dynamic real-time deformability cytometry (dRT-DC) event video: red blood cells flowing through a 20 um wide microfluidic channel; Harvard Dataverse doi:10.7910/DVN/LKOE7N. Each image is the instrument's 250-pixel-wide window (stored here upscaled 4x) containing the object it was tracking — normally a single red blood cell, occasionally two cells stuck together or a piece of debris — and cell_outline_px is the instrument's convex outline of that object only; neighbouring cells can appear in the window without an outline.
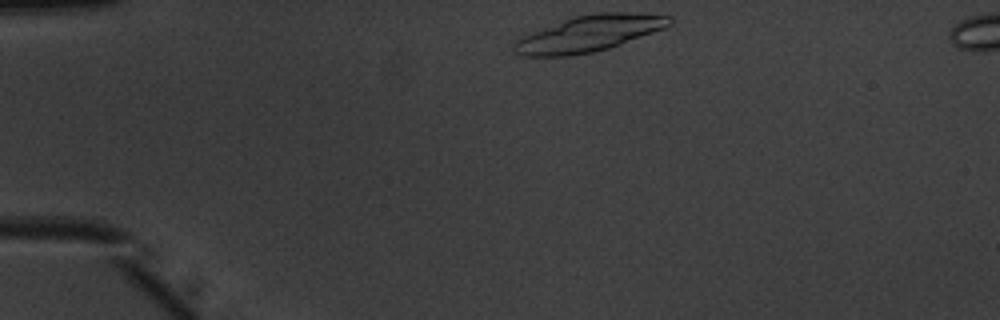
{"species": "common noctule bat (a hibernating species)", "species_latin": "Nyctalus noctula", "temperature_condition": "warm", "stored_images_in_passage": 41, "camera_frame_rate_fps": 3000, "um_per_image_px": 0.085, "animal": {"sex": "male", "body_mass_g": 20.1, "forearm_length_mm": 53.5}, "frame": {"image": 1, "passage_image": 1, "time_ms": 0.0, "image_size_px": [1000, 320], "cell_outline_px": [[672, 24], [664, 28], [620, 44], [608, 48], [592, 52], [568, 56], [520, 56], [512, 52], [512, 44], [516, 40], [524, 36], [564, 20], [576, 16], [600, 12], [628, 12], [672, 16]], "centroid_in_image_um": [50.07, 2.86], "position_along_channel_um": 34.9, "area_um2": 32.25}, "authors_computed_cell_mechanics": {"area_um2": 17.34, "velocity_mm_per_s": 3.9189, "shape_relaxation_time_tau1_ms": 0.4062, "shape_relaxation_time_tau2_ms": 3.412, "deformation_change_tau1": 0.2691, "deformation_change_tau2": 0.1007}}